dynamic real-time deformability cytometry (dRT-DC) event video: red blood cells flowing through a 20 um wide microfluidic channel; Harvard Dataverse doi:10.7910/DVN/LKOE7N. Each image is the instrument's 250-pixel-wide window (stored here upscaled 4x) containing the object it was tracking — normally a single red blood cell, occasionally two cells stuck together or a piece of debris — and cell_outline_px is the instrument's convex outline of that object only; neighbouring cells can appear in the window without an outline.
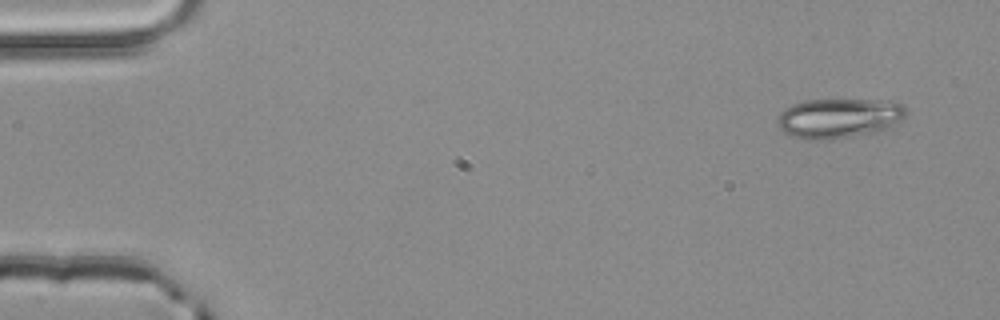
{"species": "common noctule bat (a hibernating species)", "species_latin": "Nyctalus noctula", "temperature_condition": "room temperature", "stored_images_in_passage": 3, "camera_frame_rate_fps": 3000, "um_per_image_px": 0.085, "animal": {"sex": "male", "body_mass_g": 20.4}, "frame": {"image": 1, "passage_image": 1, "time_ms": 0.0, "image_size_px": [1000, 320], "cell_outline_px": [[908, 112], [904, 120], [888, 128], [876, 132], [832, 140], [804, 140], [792, 136], [784, 132], [776, 124], [776, 120], [780, 112], [792, 104], [804, 100], [876, 100], [900, 104], [908, 108]], "centroid_in_image_um": [71.3, 10.06], "position_along_channel_um": 13.7, "area_um2": 30.23}}